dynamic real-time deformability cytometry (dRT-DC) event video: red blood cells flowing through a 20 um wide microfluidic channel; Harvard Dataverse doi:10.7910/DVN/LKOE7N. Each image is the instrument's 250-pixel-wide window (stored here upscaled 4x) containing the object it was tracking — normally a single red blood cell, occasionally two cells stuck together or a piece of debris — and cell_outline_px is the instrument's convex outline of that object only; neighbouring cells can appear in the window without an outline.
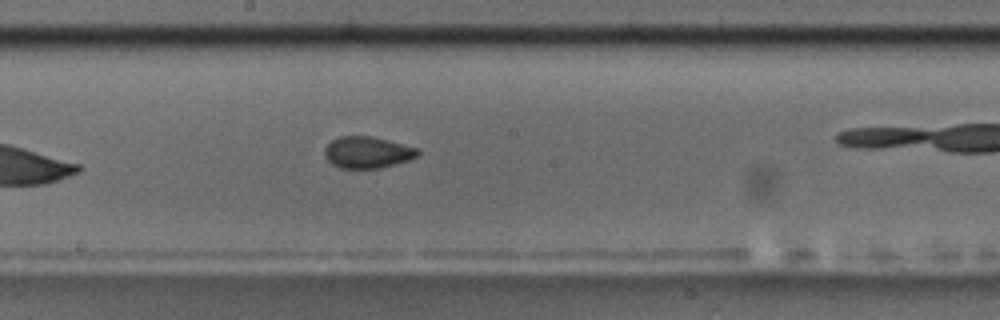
{"species": "common noctule bat (a hibernating species)", "species_latin": "Nyctalus noctula", "temperature_condition": "room temperature", "stored_images_in_passage": 11, "camera_frame_rate_fps": 3000, "um_per_image_px": 0.085, "animal": {"sex": "male", "body_mass_g": 17.5, "forearm_length_mm": 52.3}, "frame": {"image": 1, "passage_image": 10, "time_ms": 11.333, "image_size_px": [1000, 320], "cell_outline_px": [[420, 152], [416, 156], [408, 160], [380, 168], [340, 168], [332, 164], [324, 156], [324, 148], [332, 140], [340, 136], [372, 136], [420, 148]], "centroid_in_image_um": [31.22, 12.94], "position_along_channel_um": 217.0, "area_um2": 17.17}}